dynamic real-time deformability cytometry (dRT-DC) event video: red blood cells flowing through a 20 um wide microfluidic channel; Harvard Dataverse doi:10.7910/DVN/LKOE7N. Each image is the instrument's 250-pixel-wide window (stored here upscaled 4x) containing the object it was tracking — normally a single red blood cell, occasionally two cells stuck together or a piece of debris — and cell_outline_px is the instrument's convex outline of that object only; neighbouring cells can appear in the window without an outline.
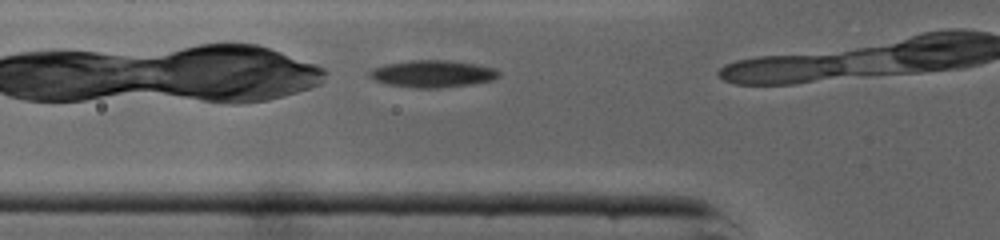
{"species": "common noctule bat (a hibernating species)", "species_latin": "Nyctalus noctula", "temperature_condition": "cold", "stored_images_in_passage": 4, "camera_frame_rate_fps": 3000, "um_per_image_px": 0.085, "animal": {"sex": "male", "body_mass_g": 19.0, "forearm_length_mm": 50.8}, "frame": {"image": 1, "passage_image": 3, "time_ms": 0.667, "image_size_px": [1000, 240], "cell_outline_px": [[500, 76], [492, 80], [468, 84], [436, 88], [416, 88], [388, 84], [376, 80], [368, 76], [368, 72], [372, 68], [388, 64], [412, 60], [448, 60], [476, 64], [492, 68], [500, 72]], "centroid_in_image_um": [36.75, 6.26], "position_along_channel_um": 89.0, "area_um2": 20.11}}